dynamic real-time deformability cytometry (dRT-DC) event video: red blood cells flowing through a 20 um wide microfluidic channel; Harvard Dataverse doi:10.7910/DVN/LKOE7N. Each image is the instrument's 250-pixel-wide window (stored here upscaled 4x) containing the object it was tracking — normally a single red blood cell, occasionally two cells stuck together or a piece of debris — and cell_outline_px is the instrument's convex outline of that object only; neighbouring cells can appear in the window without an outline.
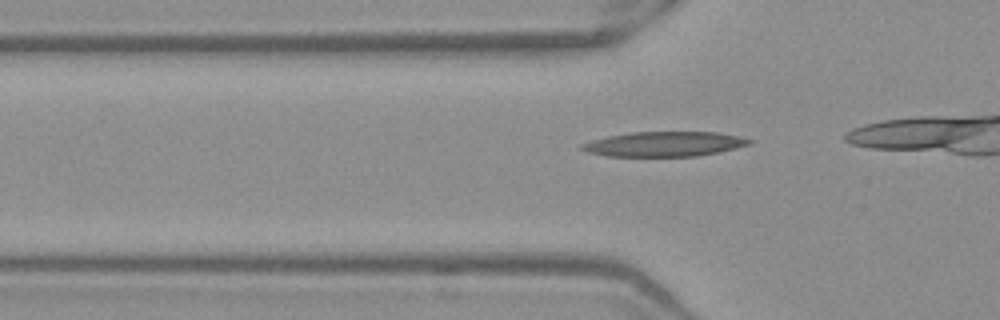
{"species": "Egyptian fruit bat (a non-hibernating species)", "species_latin": "Rousettus aegyptiacus", "temperature_condition": "warm", "stored_images_in_passage": 30, "camera_frame_rate_fps": 3000, "um_per_image_px": 0.085, "frame": {"image": 1, "passage_image": 12, "time_ms": 3.667, "image_size_px": [1000, 320], "cell_outline_px": [[752, 144], [736, 148], [696, 156], [608, 156], [588, 152], [580, 148], [580, 144], [592, 140], [608, 136], [632, 132], [716, 132], [740, 136], [752, 140]], "centroid_in_image_um": [56.47, 12.24], "position_along_channel_um": 69.3, "area_um2": 24.1}}
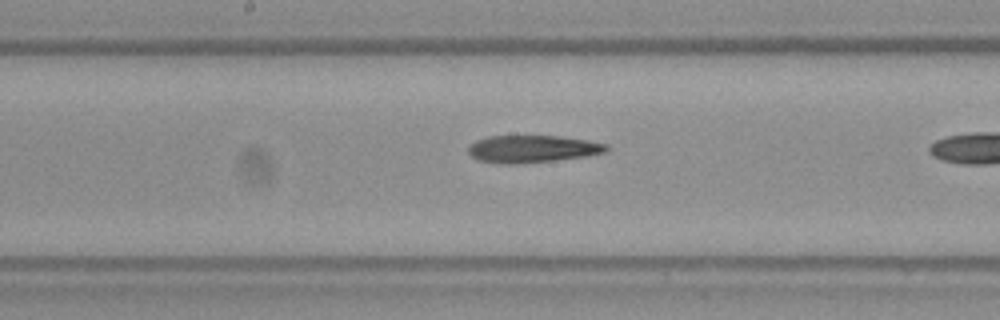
{"frame": {"image": 2, "passage_image": 22, "time_ms": 7.0, "image_size_px": [1000, 320], "cell_outline_px": [[608, 152], [588, 156], [556, 160], [516, 164], [496, 164], [480, 160], [472, 156], [468, 152], [468, 148], [476, 140], [488, 136], [560, 136], [588, 140], [608, 144]], "centroid_in_image_um": [45.29, 12.66], "position_along_channel_um": 202.9, "area_um2": 22.14}}
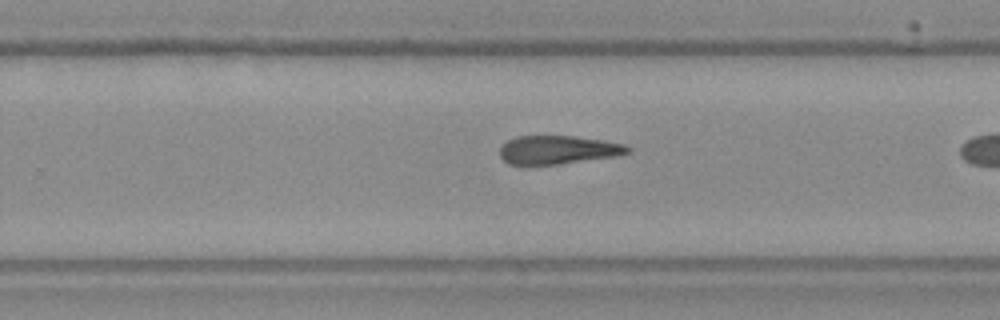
{"frame": {"image": 3, "passage_image": 28, "time_ms": 9.0, "image_size_px": [1000, 320], "cell_outline_px": [[632, 152], [616, 156], [560, 164], [508, 164], [500, 156], [500, 144], [516, 136], [576, 136], [604, 140], [624, 144], [632, 148]], "centroid_in_image_um": [47.45, 12.72], "position_along_channel_um": 282.3, "area_um2": 21.39}}